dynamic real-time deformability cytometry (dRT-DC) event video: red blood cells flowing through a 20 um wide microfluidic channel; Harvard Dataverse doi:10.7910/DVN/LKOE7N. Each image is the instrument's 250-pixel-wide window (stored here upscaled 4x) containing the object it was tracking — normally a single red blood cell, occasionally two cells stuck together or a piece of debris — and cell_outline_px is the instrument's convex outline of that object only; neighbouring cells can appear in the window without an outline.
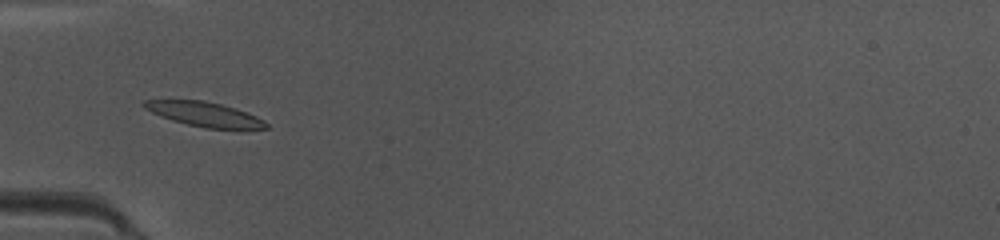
{"species": "common noctule bat (a hibernating species)", "species_latin": "Nyctalus noctula", "temperature_condition": "warm", "stored_images_in_passage": 48, "camera_frame_rate_fps": 3000, "um_per_image_px": 0.085, "animal": {"sex": "female", "body_mass_g": 10.0, "forearm_length_mm": 53.1}, "frame": {"image": 1, "passage_image": 16, "time_ms": 5.0, "image_size_px": [1000, 240], "cell_outline_px": [[268, 128], [208, 128], [188, 124], [172, 120], [160, 116], [144, 108], [140, 104], [144, 100], [204, 100], [220, 104], [248, 112], [264, 120], [268, 124]], "centroid_in_image_um": [17.35, 9.69], "position_along_channel_um": 67.6, "area_um2": 17.17}}
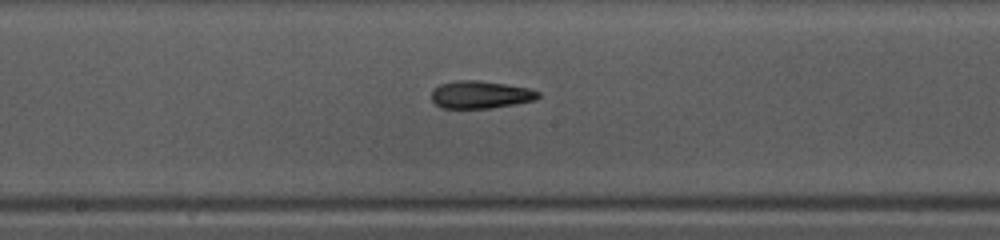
{"frame": {"image": 2, "passage_image": 26, "time_ms": 8.333, "image_size_px": [1000, 240], "cell_outline_px": [[540, 96], [536, 100], [516, 104], [492, 108], [440, 108], [432, 100], [432, 88], [440, 84], [456, 80], [480, 80], [508, 84], [528, 88], [540, 92]], "centroid_in_image_um": [40.84, 8.04], "position_along_channel_um": 207.4, "area_um2": 17.4}}
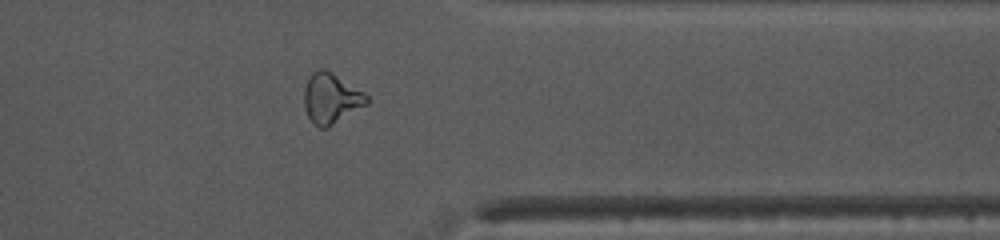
{"frame": {"image": 3, "passage_image": 39, "time_ms": 12.667, "image_size_px": [1000, 240], "cell_outline_px": [[368, 104], [328, 128], [320, 128], [308, 116], [304, 108], [304, 88], [308, 76], [312, 72], [320, 68], [324, 68], [332, 72], [364, 92], [368, 96]], "centroid_in_image_um": [28.14, 8.35], "position_along_channel_um": 383.3, "area_um2": 18.5}, "authors_computed_cell_mechanics": {"area_um2": 17.3978, "velocity_mm_per_s": 4.1768, "shape_relaxation_time_tau1_ms": 7.3197, "shape_relaxation_time_tau2_ms": 3.4129, "deformation_change_tau1": 0.2226, "deformation_change_tau2": 0.1342}}